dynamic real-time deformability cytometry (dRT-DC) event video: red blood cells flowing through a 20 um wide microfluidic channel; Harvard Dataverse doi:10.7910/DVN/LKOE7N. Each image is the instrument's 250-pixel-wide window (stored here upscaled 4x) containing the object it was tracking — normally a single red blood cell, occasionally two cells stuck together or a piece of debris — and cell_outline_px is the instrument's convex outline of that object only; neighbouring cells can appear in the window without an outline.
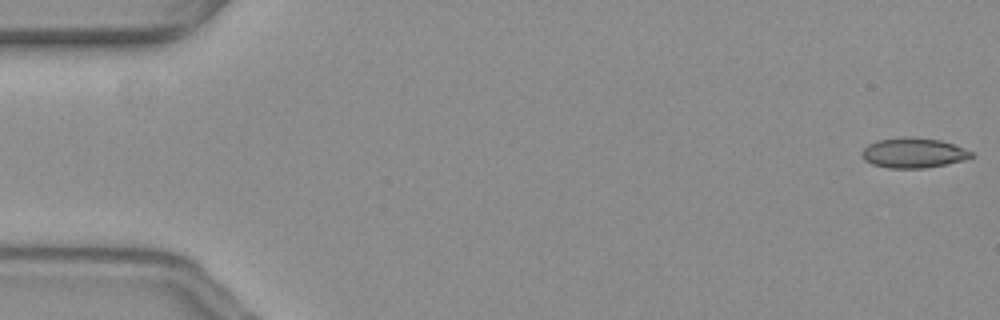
{"species": "common noctule bat (a hibernating species)", "species_latin": "Nyctalus noctula", "temperature_condition": "warm", "stored_images_in_passage": 57, "camera_frame_rate_fps": 3000, "um_per_image_px": 0.085, "animal": {"sex": "female", "body_mass_g": 19.3, "forearm_length_mm": 54.1}, "frame": {"image": 1, "passage_image": 1, "time_ms": 0.0, "image_size_px": [1000, 320], "cell_outline_px": [[976, 156], [944, 164], [924, 168], [888, 168], [872, 164], [864, 160], [860, 152], [868, 144], [876, 140], [904, 136], [940, 140], [952, 144], [972, 152]], "centroid_in_image_um": [77.57, 12.99], "position_along_channel_um": 7.4, "area_um2": 19.02}}
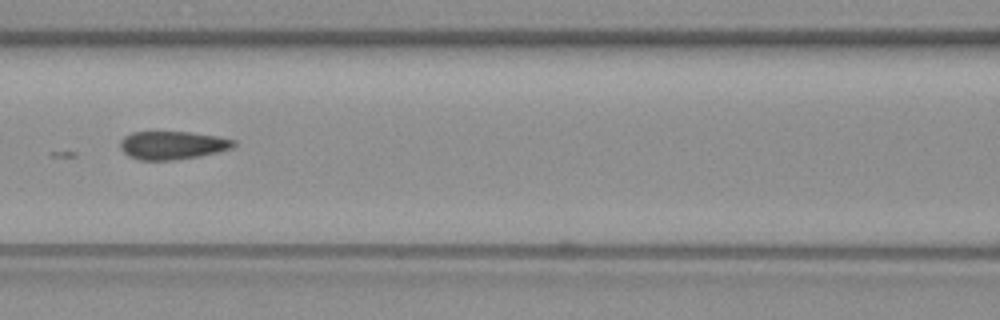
{"frame": {"image": 2, "passage_image": 25, "time_ms": 8.0, "image_size_px": [1000, 320], "cell_outline_px": [[236, 144], [232, 148], [200, 156], [172, 160], [140, 160], [128, 156], [120, 148], [120, 140], [124, 136], [132, 132], [192, 132], [216, 136], [236, 140]], "centroid_in_image_um": [14.64, 12.34], "position_along_channel_um": 152.0, "area_um2": 18.67}}
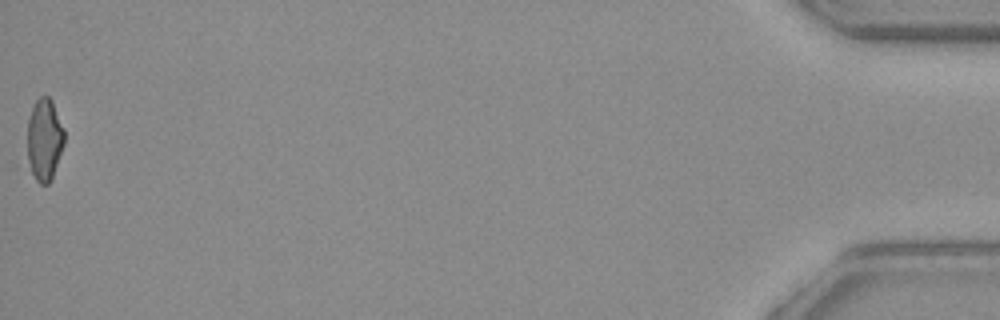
{"frame": {"image": 3, "passage_image": 57, "time_ms": 18.667, "image_size_px": [1000, 320], "cell_outline_px": [[64, 144], [52, 180], [48, 184], [40, 184], [24, 168], [24, 164], [28, 120], [32, 108], [36, 100], [40, 96], [48, 96], [52, 100], [64, 128]], "centroid_in_image_um": [3.71, 11.96], "position_along_channel_um": 431.5, "area_um2": 18.79}}